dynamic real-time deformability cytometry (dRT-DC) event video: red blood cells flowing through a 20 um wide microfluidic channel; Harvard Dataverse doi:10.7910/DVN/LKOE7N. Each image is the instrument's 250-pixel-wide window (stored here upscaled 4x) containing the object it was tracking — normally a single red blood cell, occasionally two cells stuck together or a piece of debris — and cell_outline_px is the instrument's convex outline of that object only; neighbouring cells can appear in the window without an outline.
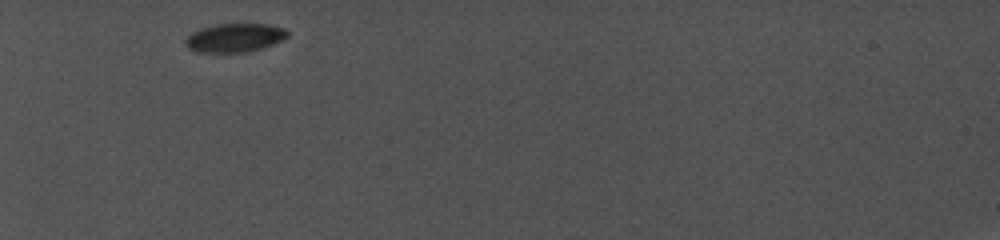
{"species": "common noctule bat (a hibernating species)", "species_latin": "Nyctalus noctula", "temperature_condition": "cold", "stored_images_in_passage": 19, "camera_frame_rate_fps": 5000, "um_per_image_px": 0.085, "animal": {"sex": "female", "body_mass_g": 19.0, "forearm_length_mm": 56.7}, "frame": {"image": 1, "passage_image": 1, "time_ms": 0.0, "image_size_px": [1000, 240], "cell_outline_px": [[288, 36], [272, 44], [248, 52], [196, 52], [188, 48], [184, 40], [192, 32], [200, 28], [212, 24], [268, 24], [284, 28], [288, 32]], "centroid_in_image_um": [19.91, 3.2], "position_along_channel_um": 65.1, "area_um2": 16.99}}
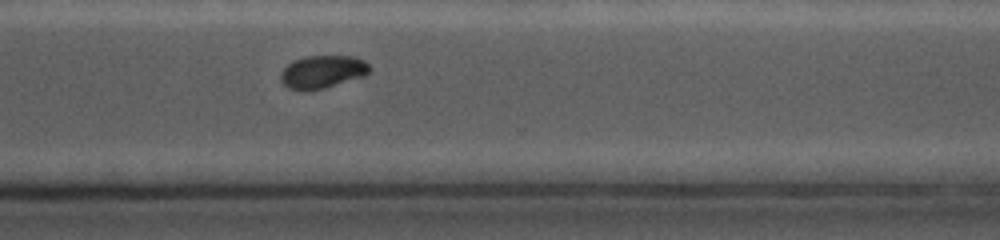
{"frame": {"image": 2, "passage_image": 16, "time_ms": 8.0, "image_size_px": [1000, 240], "cell_outline_px": [[372, 68], [364, 76], [324, 88], [308, 92], [288, 88], [280, 80], [280, 72], [292, 60], [304, 56], [356, 56], [364, 60]], "centroid_in_image_um": [27.39, 6.1], "position_along_channel_um": 343.2, "area_um2": 17.28}}
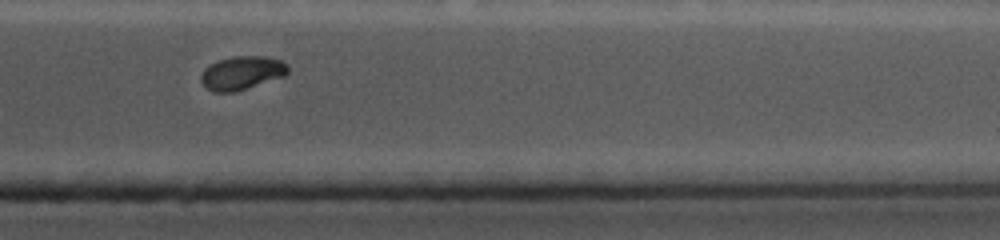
{"frame": {"image": 3, "passage_image": 18, "time_ms": 9.2, "image_size_px": [1000, 240], "cell_outline_px": [[288, 72], [284, 76], [236, 92], [216, 92], [208, 88], [200, 80], [200, 76], [204, 68], [220, 60], [232, 56], [264, 56], [280, 60], [288, 64]], "centroid_in_image_um": [20.57, 6.19], "position_along_channel_um": 390.8, "area_um2": 16.88}}